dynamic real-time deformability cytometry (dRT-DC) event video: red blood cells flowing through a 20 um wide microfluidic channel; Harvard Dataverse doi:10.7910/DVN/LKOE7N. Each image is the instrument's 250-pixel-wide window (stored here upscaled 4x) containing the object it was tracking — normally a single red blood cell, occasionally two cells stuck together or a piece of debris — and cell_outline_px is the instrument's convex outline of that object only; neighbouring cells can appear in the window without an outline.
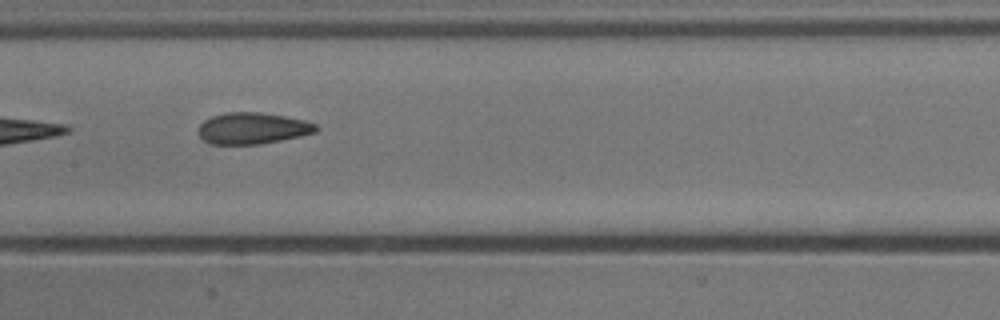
{"species": "common noctule bat (a hibernating species)", "species_latin": "Nyctalus noctula", "temperature_condition": "cold", "stored_images_in_passage": 9, "camera_frame_rate_fps": 3000, "um_per_image_px": 0.085, "animal": {"sex": "male", "body_mass_g": 13.3}, "frame": {"image": 1, "passage_image": 8, "time_ms": 2.333, "image_size_px": [1000, 320], "cell_outline_px": [[320, 128], [316, 132], [300, 136], [260, 144], [212, 144], [204, 140], [200, 136], [200, 124], [204, 120], [212, 116], [224, 112], [260, 112], [284, 116], [304, 120], [316, 124]], "centroid_in_image_um": [21.49, 10.9], "position_along_channel_um": 185.9, "area_um2": 21.44}}
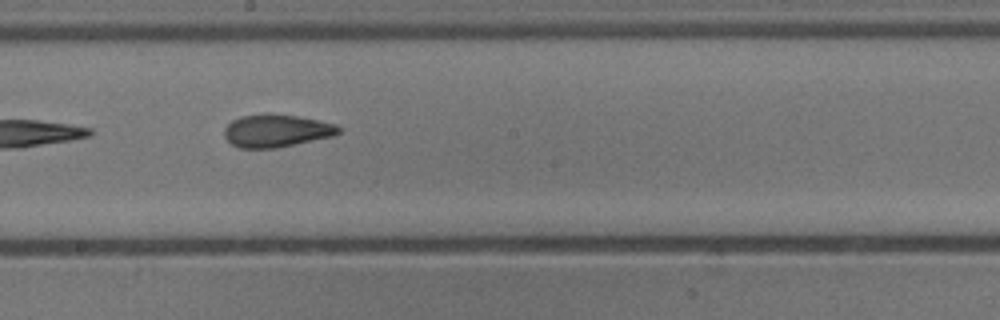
{"frame": {"image": 2, "passage_image": 9, "time_ms": 2.667, "image_size_px": [1000, 320], "cell_outline_px": [[340, 132], [332, 136], [276, 148], [240, 148], [232, 144], [224, 136], [224, 128], [232, 120], [240, 116], [264, 112], [272, 112], [296, 116], [336, 124], [340, 128]], "centroid_in_image_um": [23.45, 11.09], "position_along_channel_um": 224.8, "area_um2": 21.91}}